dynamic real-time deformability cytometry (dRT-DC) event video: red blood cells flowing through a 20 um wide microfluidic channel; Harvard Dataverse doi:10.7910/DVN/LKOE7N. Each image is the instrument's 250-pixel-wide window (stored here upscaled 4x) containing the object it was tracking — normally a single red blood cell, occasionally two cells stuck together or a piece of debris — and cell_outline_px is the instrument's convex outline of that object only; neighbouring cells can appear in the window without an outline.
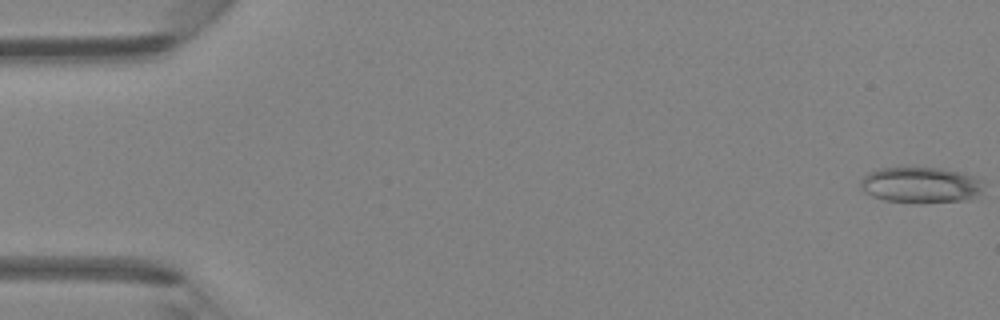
{"species": "Egyptian fruit bat (a non-hibernating species)", "species_latin": "Rousettus aegyptiacus", "temperature_condition": "room temperature", "stored_images_in_passage": 47, "camera_frame_rate_fps": 3000, "um_per_image_px": 0.085, "animal": {"sex": "female"}, "frame": {"image": 1, "passage_image": 1, "time_ms": 0.0, "image_size_px": [1000, 320], "cell_outline_px": [[980, 192], [964, 200], [920, 204], [884, 200], [872, 196], [864, 192], [860, 188], [860, 180], [868, 172], [880, 168], [940, 168], [960, 172], [972, 176], [980, 180]], "centroid_in_image_um": [78.16, 15.74], "position_along_channel_um": 6.8, "area_um2": 25.61}}
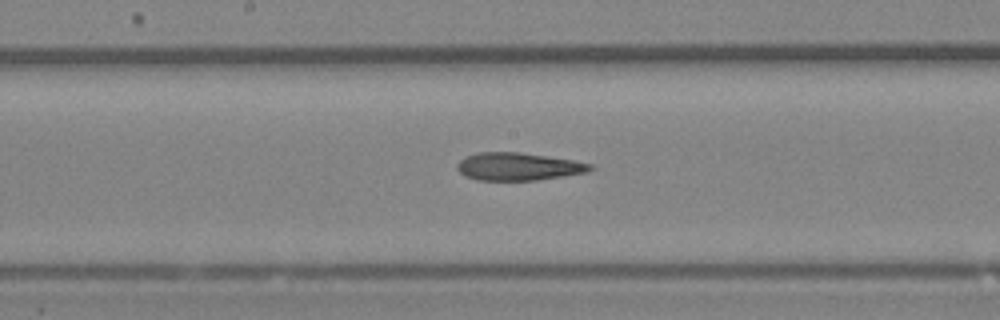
{"frame": {"image": 2, "passage_image": 25, "time_ms": 8.0, "image_size_px": [1000, 320], "cell_outline_px": [[596, 168], [588, 172], [564, 176], [536, 180], [476, 180], [464, 176], [456, 168], [456, 164], [464, 156], [480, 152], [520, 152], [548, 156], [572, 160], [592, 164]], "centroid_in_image_um": [44.04, 14.15], "position_along_channel_um": 204.2, "area_um2": 21.68}}
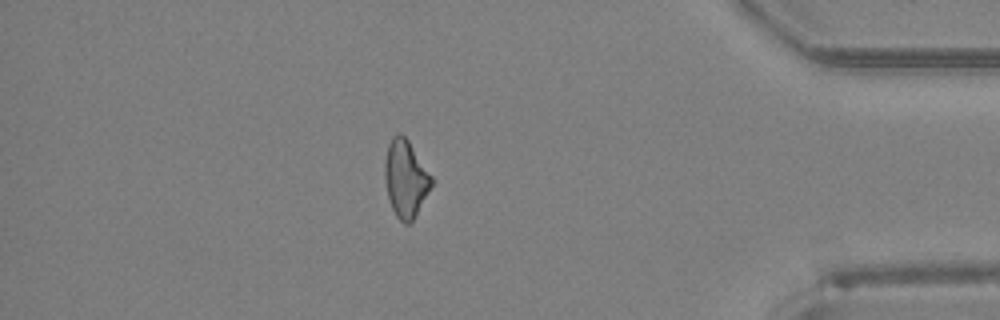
{"frame": {"image": 3, "passage_image": 41, "time_ms": 13.333, "image_size_px": [1000, 320], "cell_outline_px": [[432, 184], [412, 220], [408, 224], [404, 224], [396, 216], [392, 208], [388, 196], [384, 176], [384, 160], [388, 144], [392, 136], [400, 132], [408, 140], [432, 176]], "centroid_in_image_um": [34.44, 15.14], "position_along_channel_um": 400.8, "area_um2": 20.69}, "authors_computed_cell_mechanics": {"area_um2": 22.0218, "velocity_mm_per_s": 4.3736, "shape_relaxation_time_tau1_ms": null, "shape_relaxation_time_tau2_ms": 4.6585, "deformation_change_tau1": null, "deformation_change_tau2": 0.1638}}